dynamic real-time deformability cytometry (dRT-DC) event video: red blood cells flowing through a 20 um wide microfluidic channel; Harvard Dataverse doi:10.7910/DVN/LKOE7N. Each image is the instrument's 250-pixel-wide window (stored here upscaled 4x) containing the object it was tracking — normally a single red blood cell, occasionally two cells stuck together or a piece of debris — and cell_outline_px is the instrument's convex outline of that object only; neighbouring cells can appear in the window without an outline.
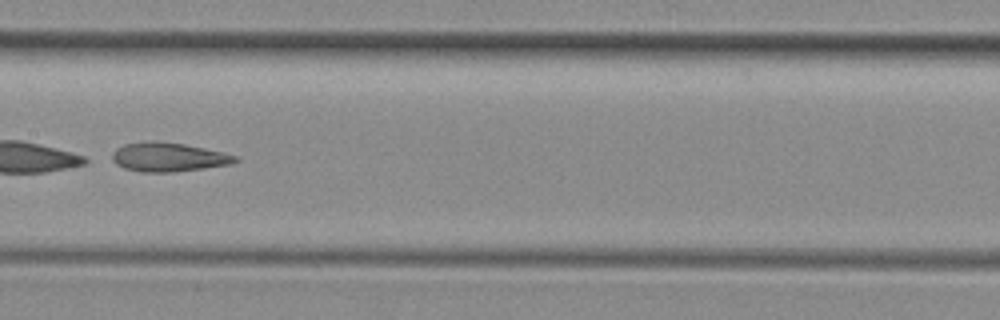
{"species": "common noctule bat (a hibernating species)", "species_latin": "Nyctalus noctula", "temperature_condition": "room temperature", "stored_images_in_passage": 37, "camera_frame_rate_fps": 3000, "um_per_image_px": 0.085, "animal": {"sex": "female", "body_mass_g": 29.2, "forearm_length_mm": 56.3}, "frame": {"image": 1, "passage_image": 16, "time_ms": 5.0, "image_size_px": [1000, 320], "cell_outline_px": [[240, 160], [232, 164], [204, 168], [172, 172], [140, 172], [124, 168], [116, 164], [112, 160], [112, 152], [116, 148], [124, 144], [152, 140], [184, 144], [224, 152], [240, 156]], "centroid_in_image_um": [14.33, 13.35], "position_along_channel_um": 193.1, "area_um2": 21.04}}
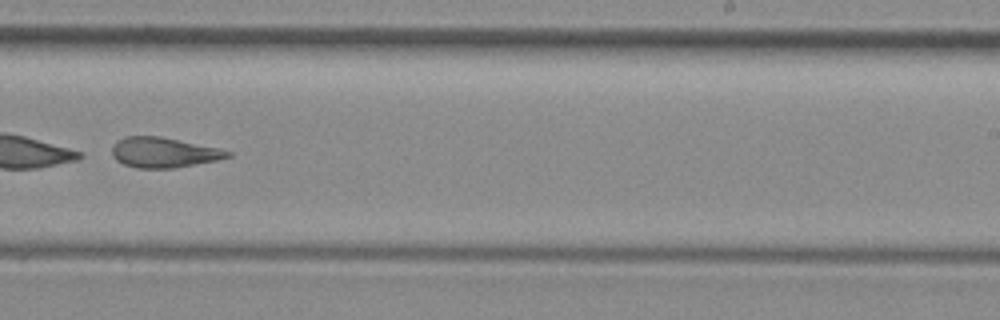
{"frame": {"image": 2, "passage_image": 22, "time_ms": 7.0, "image_size_px": [1000, 320], "cell_outline_px": [[232, 156], [216, 160], [176, 168], [136, 168], [124, 164], [116, 160], [112, 156], [112, 148], [124, 136], [160, 136], [220, 148], [232, 152]], "centroid_in_image_um": [13.94, 12.96], "position_along_channel_um": 275.1, "area_um2": 20.29}, "authors_computed_cell_mechanics": {"area_um2": 21.097, "velocity_mm_per_s": 4.1144, "shape_relaxation_time_tau1_ms": 1.3746, "shape_relaxation_time_tau2_ms": 5.2476, "deformation_change_tau1": 0.2205, "deformation_change_tau2": 0.1645}}